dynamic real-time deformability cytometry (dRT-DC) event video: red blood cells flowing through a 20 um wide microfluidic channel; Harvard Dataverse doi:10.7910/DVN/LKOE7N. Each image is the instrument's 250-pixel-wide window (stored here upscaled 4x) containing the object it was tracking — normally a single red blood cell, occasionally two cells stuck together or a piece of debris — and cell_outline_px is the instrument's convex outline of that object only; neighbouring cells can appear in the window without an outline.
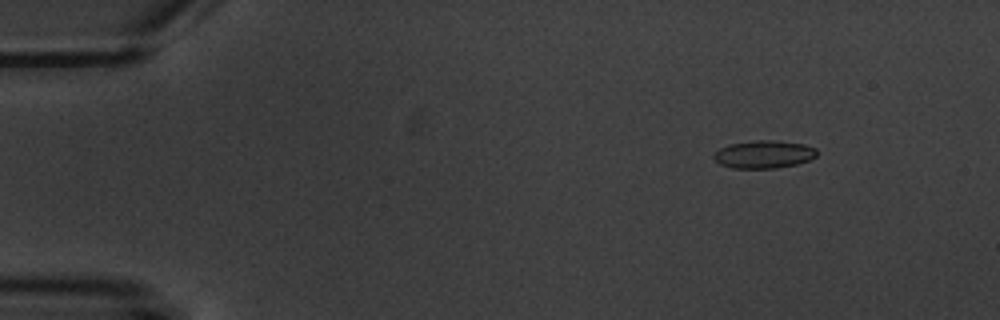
{"species": "common noctule bat (a hibernating species)", "species_latin": "Nyctalus noctula", "temperature_condition": "warm", "stored_images_in_passage": 4, "camera_frame_rate_fps": 3000, "um_per_image_px": 0.085, "animal": {"sex": "male", "body_mass_g": 20.1, "forearm_length_mm": 53.5}, "frame": {"image": 1, "passage_image": 1, "time_ms": 0.0, "image_size_px": [1000, 320], "cell_outline_px": [[816, 156], [808, 160], [796, 164], [776, 168], [732, 168], [720, 164], [712, 156], [720, 148], [732, 144], [752, 140], [772, 140], [804, 144], [816, 148]], "centroid_in_image_um": [64.93, 13.12], "position_along_channel_um": 20.1, "area_um2": 16.53}}
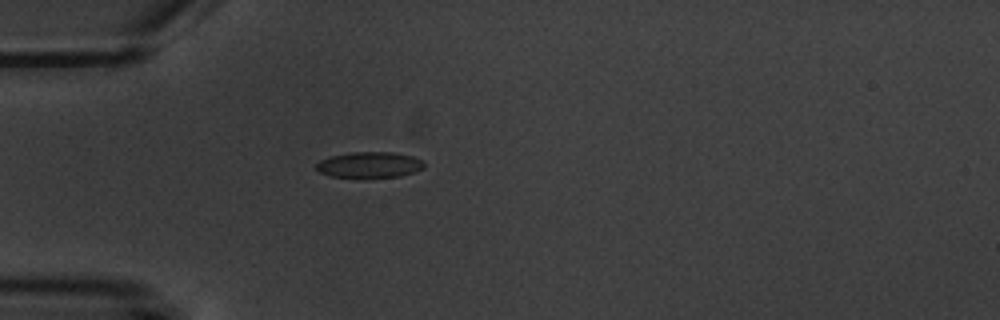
{"frame": {"image": 2, "passage_image": 4, "time_ms": 3.333, "image_size_px": [1000, 320], "cell_outline_px": [[424, 168], [400, 176], [332, 176], [320, 172], [316, 168], [316, 164], [320, 160], [332, 156], [352, 152], [392, 152], [412, 156], [424, 160]], "centroid_in_image_um": [31.43, 13.98], "position_along_channel_um": 53.6, "area_um2": 15.78}}